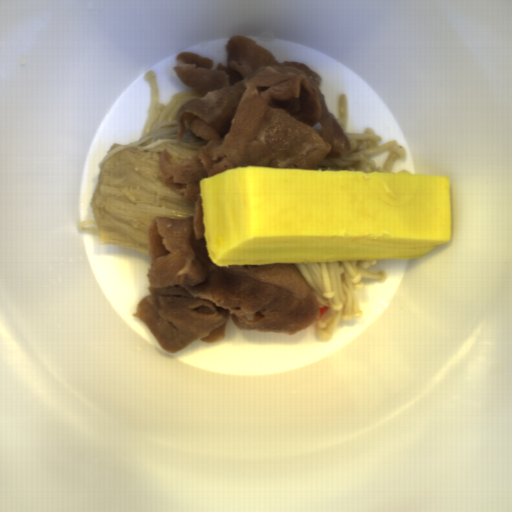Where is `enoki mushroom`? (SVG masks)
Listing matches in <instances>:
<instances>
[{
	"mask_svg": "<svg viewBox=\"0 0 512 512\" xmlns=\"http://www.w3.org/2000/svg\"><path fill=\"white\" fill-rule=\"evenodd\" d=\"M335 118V117H334ZM337 124L348 145L341 158L321 160L313 170H363L366 172H392L398 161H404L407 154L394 139L381 144V138L372 128L364 133L346 132L348 125L347 93H341L338 100Z\"/></svg>",
	"mask_w": 512,
	"mask_h": 512,
	"instance_id": "obj_3",
	"label": "enoki mushroom"
},
{
	"mask_svg": "<svg viewBox=\"0 0 512 512\" xmlns=\"http://www.w3.org/2000/svg\"><path fill=\"white\" fill-rule=\"evenodd\" d=\"M376 261L295 263L315 298L316 308H327L314 321L319 340L332 339L342 321L362 319L364 311L359 299L365 289L362 279L383 284L389 277L386 271L375 269Z\"/></svg>",
	"mask_w": 512,
	"mask_h": 512,
	"instance_id": "obj_2",
	"label": "enoki mushroom"
},
{
	"mask_svg": "<svg viewBox=\"0 0 512 512\" xmlns=\"http://www.w3.org/2000/svg\"><path fill=\"white\" fill-rule=\"evenodd\" d=\"M150 101L142 137L115 143L98 165L89 204L91 219L79 220L77 231L96 235L100 244L150 253L146 233L157 216L185 219L195 216V205L167 187L157 167L161 153L186 160L203 145L190 129L178 139L179 110L198 94L183 90L159 104L156 70L144 75Z\"/></svg>",
	"mask_w": 512,
	"mask_h": 512,
	"instance_id": "obj_1",
	"label": "enoki mushroom"
}]
</instances>
